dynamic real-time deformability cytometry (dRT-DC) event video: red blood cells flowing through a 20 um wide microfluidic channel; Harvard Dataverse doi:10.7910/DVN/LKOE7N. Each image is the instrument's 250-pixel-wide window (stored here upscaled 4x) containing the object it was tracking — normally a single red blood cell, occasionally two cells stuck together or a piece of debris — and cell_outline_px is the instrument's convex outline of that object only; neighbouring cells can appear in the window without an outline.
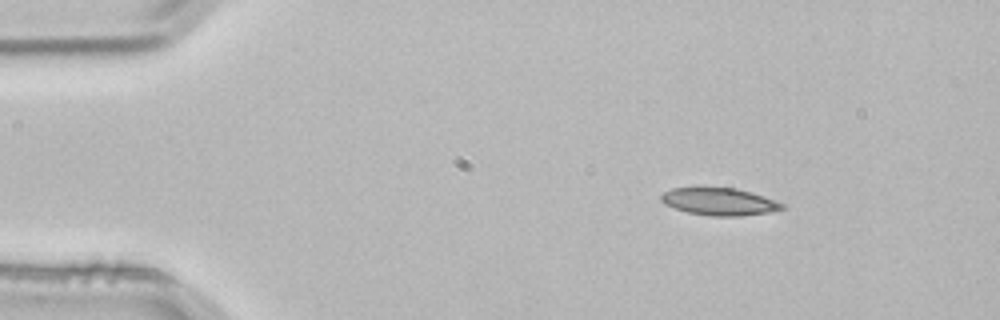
{"species": "common noctule bat (a hibernating species)", "species_latin": "Nyctalus noctula", "temperature_condition": "room temperature", "stored_images_in_passage": 3, "camera_frame_rate_fps": 3000, "um_per_image_px": 0.085, "animal": {"sex": "male", "body_mass_g": 21.5, "forearm_length_mm": 52.0}, "frame": {"image": 1, "passage_image": 3, "time_ms": 0.667, "image_size_px": [1000, 320], "cell_outline_px": [[784, 208], [768, 212], [740, 216], [712, 216], [688, 212], [664, 204], [660, 200], [660, 196], [664, 192], [672, 188], [736, 188], [784, 204]], "centroid_in_image_um": [61.08, 17.14], "position_along_channel_um": 23.9, "area_um2": 18.79}}